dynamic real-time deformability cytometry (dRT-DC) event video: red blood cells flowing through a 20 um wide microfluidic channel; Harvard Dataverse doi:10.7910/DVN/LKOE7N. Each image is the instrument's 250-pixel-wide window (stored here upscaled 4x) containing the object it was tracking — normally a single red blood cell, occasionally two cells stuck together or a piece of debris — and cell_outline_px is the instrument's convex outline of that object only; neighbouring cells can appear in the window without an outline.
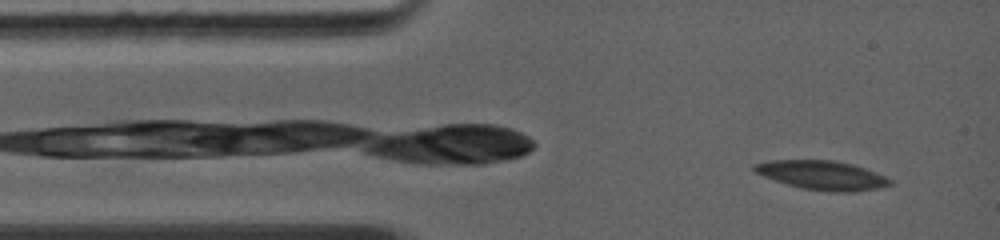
{"species": "common noctule bat (a hibernating species)", "species_latin": "Nyctalus noctula", "temperature_condition": "warm", "stored_images_in_passage": 48, "camera_frame_rate_fps": 5000, "um_per_image_px": 0.085, "animal": {"sex": "female", "body_mass_g": 19.0, "forearm_length_mm": 56.7}, "frame": {"image": 1, "passage_image": 3, "time_ms": 0.4, "image_size_px": [1000, 240], "cell_outline_px": [[892, 184], [876, 188], [856, 192], [832, 192], [800, 188], [764, 176], [756, 172], [752, 168], [752, 164], [776, 160], [832, 160], [848, 164], [884, 176], [892, 180]], "centroid_in_image_um": [69.84, 14.9], "position_along_channel_um": 15.2, "area_um2": 22.43}}
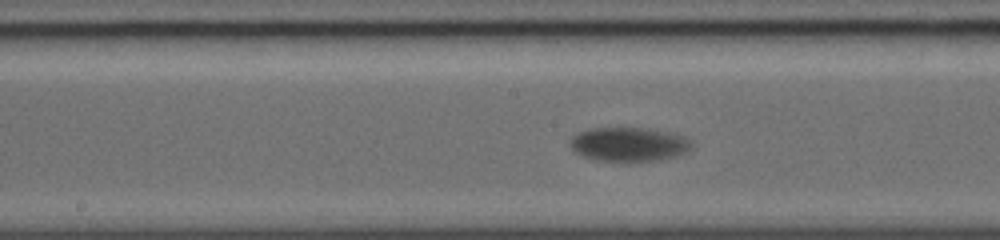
{"frame": {"image": 2, "passage_image": 27, "time_ms": 6.0, "image_size_px": [1000, 240], "cell_outline_px": [[692, 148], [688, 152], [676, 156], [660, 160], [596, 160], [584, 156], [576, 152], [572, 148], [572, 136], [576, 132], [588, 128], [648, 128], [668, 132], [684, 136], [692, 140]], "centroid_in_image_um": [53.5, 12.24], "position_along_channel_um": 194.7, "area_um2": 23.99}}
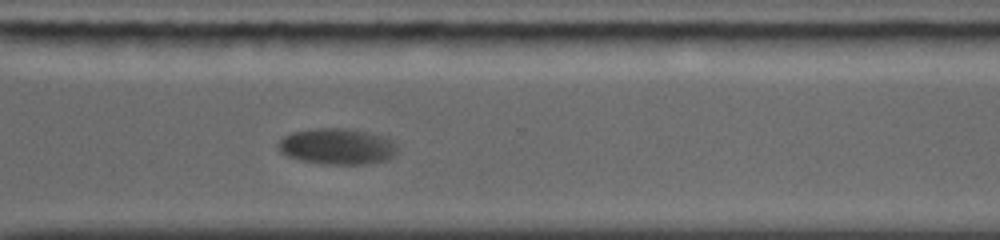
{"frame": {"image": 3, "passage_image": 43, "time_ms": 9.6, "image_size_px": [1000, 240], "cell_outline_px": [[396, 152], [388, 160], [368, 164], [328, 164], [300, 160], [288, 156], [280, 152], [276, 144], [284, 136], [292, 132], [316, 128], [352, 128], [388, 136], [396, 144]], "centroid_in_image_um": [28.69, 12.43], "position_along_channel_um": 341.9, "area_um2": 25.37}, "authors_computed_cell_mechanics": {"area_um2": 24.0737, "velocity_mm_per_s": 4.0809, "shape_relaxation_time_tau1_ms": 5.7597, "shape_relaxation_time_tau2_ms": null, "deformation_change_tau1": 0.2142, "deformation_change_tau2": null}}